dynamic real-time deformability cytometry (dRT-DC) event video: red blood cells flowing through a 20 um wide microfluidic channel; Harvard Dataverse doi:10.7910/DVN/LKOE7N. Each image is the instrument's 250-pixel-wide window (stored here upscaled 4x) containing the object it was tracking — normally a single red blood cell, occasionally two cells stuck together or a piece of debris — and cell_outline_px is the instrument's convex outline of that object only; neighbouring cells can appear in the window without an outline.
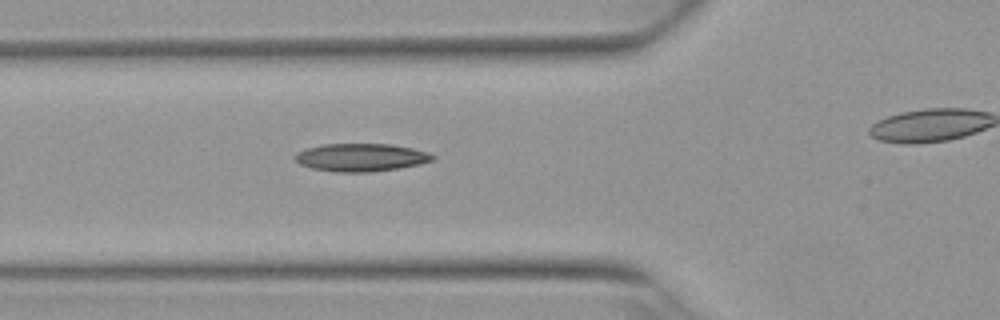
{"species": "Egyptian fruit bat (a non-hibernating species)", "species_latin": "Rousettus aegyptiacus", "temperature_condition": "warm", "stored_images_in_passage": 6, "segment_of_instrument_passage": [1, 2], "camera_frame_rate_fps": 3000, "um_per_image_px": 0.085, "animal": {"sex": "female"}, "frame": {"image": 1, "passage_image": 5, "time_ms": 1.333, "image_size_px": [1000, 320], "cell_outline_px": [[436, 160], [420, 164], [400, 168], [372, 172], [332, 172], [312, 168], [300, 164], [296, 160], [296, 152], [308, 148], [324, 144], [392, 144], [412, 148], [428, 152], [436, 156]], "centroid_in_image_um": [30.74, 13.39], "position_along_channel_um": 95.1, "area_um2": 22.48}}